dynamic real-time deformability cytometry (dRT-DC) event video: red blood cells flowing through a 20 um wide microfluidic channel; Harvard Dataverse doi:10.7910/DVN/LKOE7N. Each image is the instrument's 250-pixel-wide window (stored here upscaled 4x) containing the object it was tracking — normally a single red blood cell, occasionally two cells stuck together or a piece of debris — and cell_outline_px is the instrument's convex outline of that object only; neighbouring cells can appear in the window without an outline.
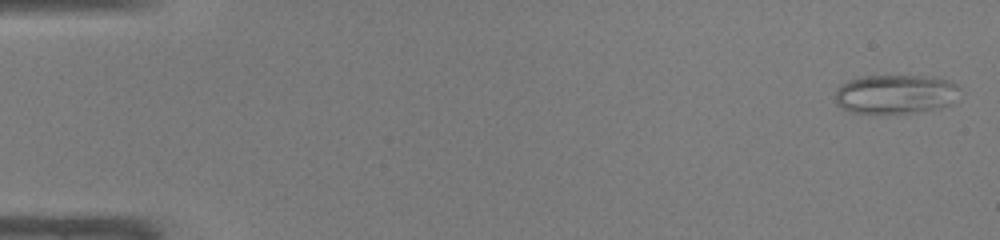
{"species": "common noctule bat (a hibernating species)", "species_latin": "Nyctalus noctula", "temperature_condition": "warm", "stored_images_in_passage": 13, "camera_frame_rate_fps": 3000, "um_per_image_px": 0.085, "animal": {"sex": "male", "body_mass_g": 19.0, "forearm_length_mm": 50.8}, "frame": {"image": 1, "passage_image": 1, "time_ms": 0.0, "image_size_px": [1000, 240], "cell_outline_px": [[964, 92], [952, 104], [940, 108], [908, 112], [852, 112], [840, 108], [836, 104], [836, 88], [840, 84], [848, 80], [864, 76], [932, 76], [952, 80]], "centroid_in_image_um": [76.19, 7.97], "position_along_channel_um": 8.8, "area_um2": 28.73}}
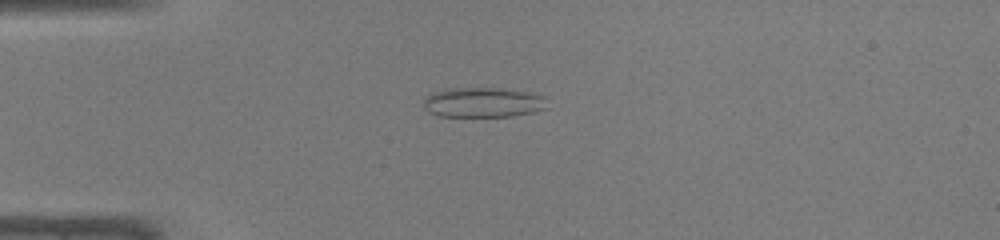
{"frame": {"image": 2, "passage_image": 12, "time_ms": 3.667, "image_size_px": [1000, 240], "cell_outline_px": [[548, 108], [532, 112], [512, 116], [440, 116], [428, 112], [424, 108], [424, 100], [432, 92], [448, 88], [504, 88], [528, 92], [544, 96]], "centroid_in_image_um": [41.06, 8.7], "position_along_channel_um": 43.9, "area_um2": 21.62}}